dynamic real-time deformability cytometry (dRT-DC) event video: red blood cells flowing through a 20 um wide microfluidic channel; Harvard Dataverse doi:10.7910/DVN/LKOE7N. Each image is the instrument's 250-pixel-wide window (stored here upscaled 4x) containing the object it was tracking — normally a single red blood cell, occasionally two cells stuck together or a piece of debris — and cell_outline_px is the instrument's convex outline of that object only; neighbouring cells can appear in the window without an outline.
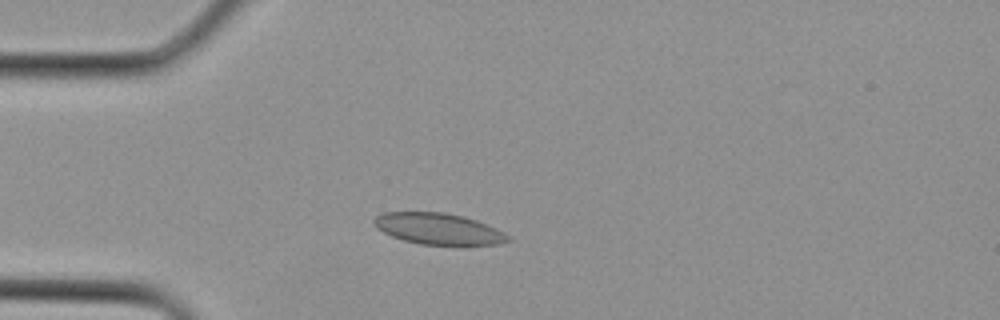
{"species": "Egyptian fruit bat (a non-hibernating species)", "species_latin": "Rousettus aegyptiacus", "temperature_condition": "cold", "stored_images_in_passage": 4, "camera_frame_rate_fps": 3000, "um_per_image_px": 0.085, "animal": {"sex": "female"}, "frame": {"image": 1, "passage_image": 4, "time_ms": 1.0, "image_size_px": [1000, 320], "cell_outline_px": [[512, 240], [500, 244], [420, 244], [404, 240], [392, 236], [376, 228], [372, 220], [376, 216], [384, 212], [444, 212], [476, 220], [496, 228], [512, 236]], "centroid_in_image_um": [37.27, 19.44], "position_along_channel_um": 47.7, "area_um2": 24.22}}